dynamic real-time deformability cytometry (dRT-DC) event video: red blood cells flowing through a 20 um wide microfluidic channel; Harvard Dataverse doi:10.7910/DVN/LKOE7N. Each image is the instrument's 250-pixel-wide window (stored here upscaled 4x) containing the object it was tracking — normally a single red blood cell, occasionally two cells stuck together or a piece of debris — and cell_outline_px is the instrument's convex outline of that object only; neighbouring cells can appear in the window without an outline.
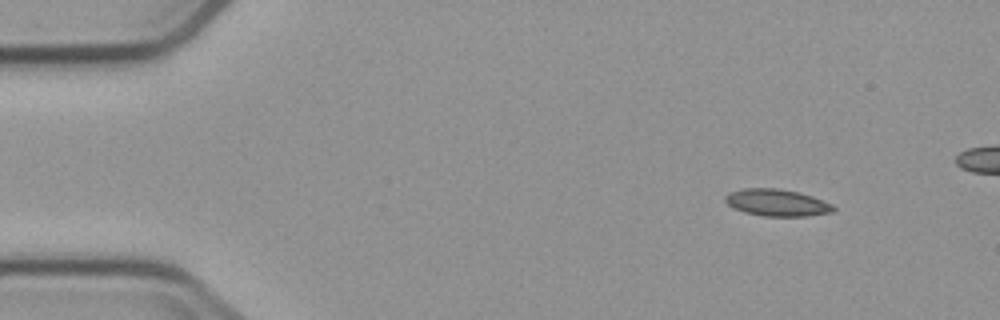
{"species": "common noctule bat (a hibernating species)", "species_latin": "Nyctalus noctula", "temperature_condition": "cold", "stored_images_in_passage": 5, "camera_frame_rate_fps": 3000, "um_per_image_px": 0.085, "animal": {"sex": "male", "body_mass_g": 23.1, "forearm_length_mm": 52.7}, "frame": {"image": 1, "passage_image": 1, "time_ms": 0.0, "image_size_px": [1000, 320], "cell_outline_px": [[836, 208], [832, 212], [808, 216], [764, 216], [744, 212], [732, 208], [724, 200], [724, 196], [728, 192], [744, 188], [776, 188], [796, 192], [812, 196], [832, 204]], "centroid_in_image_um": [66.0, 17.23], "position_along_channel_um": 19.0, "area_um2": 16.99}}